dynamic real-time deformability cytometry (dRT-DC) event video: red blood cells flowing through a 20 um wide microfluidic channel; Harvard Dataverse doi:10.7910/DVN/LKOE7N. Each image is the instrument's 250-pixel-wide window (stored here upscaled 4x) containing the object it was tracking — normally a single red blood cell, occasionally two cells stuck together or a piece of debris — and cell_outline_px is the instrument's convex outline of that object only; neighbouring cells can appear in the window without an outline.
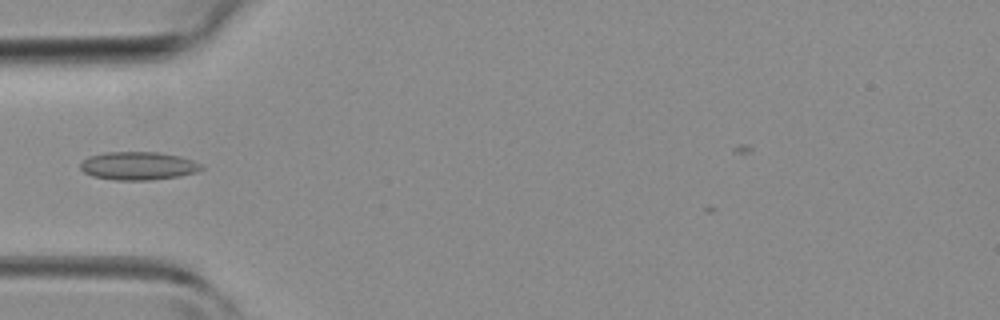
{"species": "common noctule bat (a hibernating species)", "species_latin": "Nyctalus noctula", "temperature_condition": "room temperature", "stored_images_in_passage": 31, "camera_frame_rate_fps": 3000, "um_per_image_px": 0.085, "animal": {"sex": "female", "body_mass_g": 19.3, "forearm_length_mm": 54.1}, "frame": {"image": 1, "passage_image": 2, "time_ms": 0.333, "image_size_px": [1000, 320], "cell_outline_px": [[204, 168], [196, 172], [180, 176], [152, 180], [116, 180], [92, 176], [84, 172], [80, 168], [80, 164], [88, 156], [104, 152], [156, 152], [180, 156], [204, 164]], "centroid_in_image_um": [11.77, 14.1], "position_along_channel_um": 73.2, "area_um2": 20.0}}
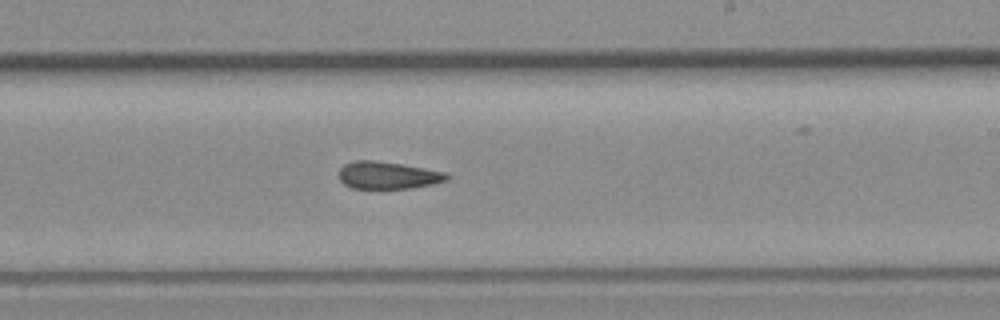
{"frame": {"image": 2, "passage_image": 14, "time_ms": 4.333, "image_size_px": [1000, 320], "cell_outline_px": [[448, 180], [432, 184], [412, 188], [352, 188], [344, 184], [340, 180], [340, 168], [344, 164], [356, 160], [372, 160], [400, 164], [424, 168], [444, 172], [448, 176]], "centroid_in_image_um": [32.94, 14.9], "position_along_channel_um": 256.1, "area_um2": 16.94}}
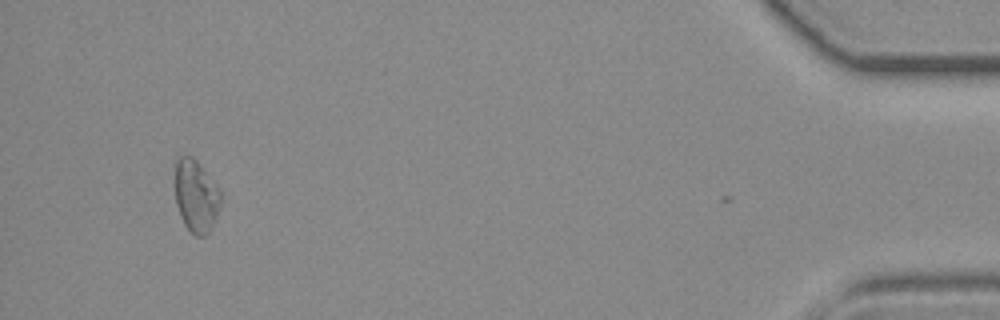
{"frame": {"image": 3, "passage_image": 30, "time_ms": 9.667, "image_size_px": [1000, 320], "cell_outline_px": [[220, 204], [216, 216], [208, 232], [204, 236], [196, 236], [184, 224], [180, 216], [176, 204], [176, 160], [180, 156], [192, 156], [196, 160], [220, 192]], "centroid_in_image_um": [16.64, 16.67], "position_along_channel_um": 418.6, "area_um2": 18.61}}